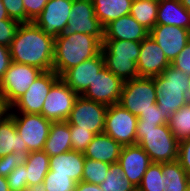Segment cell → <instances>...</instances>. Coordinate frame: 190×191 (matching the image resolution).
Listing matches in <instances>:
<instances>
[{"instance_id":"35","label":"cell","mask_w":190,"mask_h":191,"mask_svg":"<svg viewBox=\"0 0 190 191\" xmlns=\"http://www.w3.org/2000/svg\"><path fill=\"white\" fill-rule=\"evenodd\" d=\"M28 151H18L0 158V176L7 177L17 166L24 165Z\"/></svg>"},{"instance_id":"15","label":"cell","mask_w":190,"mask_h":191,"mask_svg":"<svg viewBox=\"0 0 190 191\" xmlns=\"http://www.w3.org/2000/svg\"><path fill=\"white\" fill-rule=\"evenodd\" d=\"M73 0H49L34 23L47 35L58 37L70 19Z\"/></svg>"},{"instance_id":"13","label":"cell","mask_w":190,"mask_h":191,"mask_svg":"<svg viewBox=\"0 0 190 191\" xmlns=\"http://www.w3.org/2000/svg\"><path fill=\"white\" fill-rule=\"evenodd\" d=\"M60 78L53 70L43 71L30 85L23 96L18 99L9 110L21 113L41 114L44 101L52 85Z\"/></svg>"},{"instance_id":"27","label":"cell","mask_w":190,"mask_h":191,"mask_svg":"<svg viewBox=\"0 0 190 191\" xmlns=\"http://www.w3.org/2000/svg\"><path fill=\"white\" fill-rule=\"evenodd\" d=\"M163 191H186L190 186V176L176 160L161 163Z\"/></svg>"},{"instance_id":"12","label":"cell","mask_w":190,"mask_h":191,"mask_svg":"<svg viewBox=\"0 0 190 191\" xmlns=\"http://www.w3.org/2000/svg\"><path fill=\"white\" fill-rule=\"evenodd\" d=\"M79 95L59 78L51 87L42 108L41 115L51 122H62L69 118Z\"/></svg>"},{"instance_id":"1","label":"cell","mask_w":190,"mask_h":191,"mask_svg":"<svg viewBox=\"0 0 190 191\" xmlns=\"http://www.w3.org/2000/svg\"><path fill=\"white\" fill-rule=\"evenodd\" d=\"M55 38L45 34L34 22L21 23L9 46L12 62L52 71Z\"/></svg>"},{"instance_id":"21","label":"cell","mask_w":190,"mask_h":191,"mask_svg":"<svg viewBox=\"0 0 190 191\" xmlns=\"http://www.w3.org/2000/svg\"><path fill=\"white\" fill-rule=\"evenodd\" d=\"M123 146L105 133L96 134L83 152L84 157L114 164L118 162Z\"/></svg>"},{"instance_id":"43","label":"cell","mask_w":190,"mask_h":191,"mask_svg":"<svg viewBox=\"0 0 190 191\" xmlns=\"http://www.w3.org/2000/svg\"><path fill=\"white\" fill-rule=\"evenodd\" d=\"M138 119H140L145 123H150V124H157V125L168 124L162 118V110L158 107L157 104L156 108H151L148 111L144 112V114H140L138 116Z\"/></svg>"},{"instance_id":"9","label":"cell","mask_w":190,"mask_h":191,"mask_svg":"<svg viewBox=\"0 0 190 191\" xmlns=\"http://www.w3.org/2000/svg\"><path fill=\"white\" fill-rule=\"evenodd\" d=\"M138 117L120 104L108 106L105 114L104 133L122 146L136 144Z\"/></svg>"},{"instance_id":"40","label":"cell","mask_w":190,"mask_h":191,"mask_svg":"<svg viewBox=\"0 0 190 191\" xmlns=\"http://www.w3.org/2000/svg\"><path fill=\"white\" fill-rule=\"evenodd\" d=\"M49 0H23L27 23L34 22Z\"/></svg>"},{"instance_id":"30","label":"cell","mask_w":190,"mask_h":191,"mask_svg":"<svg viewBox=\"0 0 190 191\" xmlns=\"http://www.w3.org/2000/svg\"><path fill=\"white\" fill-rule=\"evenodd\" d=\"M99 186L103 191H137V188L124 176L118 162L111 164L104 182Z\"/></svg>"},{"instance_id":"25","label":"cell","mask_w":190,"mask_h":191,"mask_svg":"<svg viewBox=\"0 0 190 191\" xmlns=\"http://www.w3.org/2000/svg\"><path fill=\"white\" fill-rule=\"evenodd\" d=\"M71 150L70 125L66 121L52 122L43 151L52 157Z\"/></svg>"},{"instance_id":"19","label":"cell","mask_w":190,"mask_h":191,"mask_svg":"<svg viewBox=\"0 0 190 191\" xmlns=\"http://www.w3.org/2000/svg\"><path fill=\"white\" fill-rule=\"evenodd\" d=\"M152 163L148 154L138 144L123 146L118 164L124 176L138 188L144 173Z\"/></svg>"},{"instance_id":"26","label":"cell","mask_w":190,"mask_h":191,"mask_svg":"<svg viewBox=\"0 0 190 191\" xmlns=\"http://www.w3.org/2000/svg\"><path fill=\"white\" fill-rule=\"evenodd\" d=\"M94 14L103 27L124 15L130 14L133 0H92Z\"/></svg>"},{"instance_id":"47","label":"cell","mask_w":190,"mask_h":191,"mask_svg":"<svg viewBox=\"0 0 190 191\" xmlns=\"http://www.w3.org/2000/svg\"><path fill=\"white\" fill-rule=\"evenodd\" d=\"M9 107L6 105L5 100L0 95V119H2L6 114H8Z\"/></svg>"},{"instance_id":"29","label":"cell","mask_w":190,"mask_h":191,"mask_svg":"<svg viewBox=\"0 0 190 191\" xmlns=\"http://www.w3.org/2000/svg\"><path fill=\"white\" fill-rule=\"evenodd\" d=\"M159 0H133L130 15L150 31L157 25Z\"/></svg>"},{"instance_id":"4","label":"cell","mask_w":190,"mask_h":191,"mask_svg":"<svg viewBox=\"0 0 190 191\" xmlns=\"http://www.w3.org/2000/svg\"><path fill=\"white\" fill-rule=\"evenodd\" d=\"M153 80L157 90L156 104L162 110V118L168 123L172 114L190 100L189 75L170 65Z\"/></svg>"},{"instance_id":"50","label":"cell","mask_w":190,"mask_h":191,"mask_svg":"<svg viewBox=\"0 0 190 191\" xmlns=\"http://www.w3.org/2000/svg\"><path fill=\"white\" fill-rule=\"evenodd\" d=\"M182 6L190 12V0H179Z\"/></svg>"},{"instance_id":"17","label":"cell","mask_w":190,"mask_h":191,"mask_svg":"<svg viewBox=\"0 0 190 191\" xmlns=\"http://www.w3.org/2000/svg\"><path fill=\"white\" fill-rule=\"evenodd\" d=\"M104 66V57L102 52H100L95 57L69 68L60 76V78L70 89L75 91L78 95H82Z\"/></svg>"},{"instance_id":"3","label":"cell","mask_w":190,"mask_h":191,"mask_svg":"<svg viewBox=\"0 0 190 191\" xmlns=\"http://www.w3.org/2000/svg\"><path fill=\"white\" fill-rule=\"evenodd\" d=\"M136 144L143 148L152 163L173 162L178 159L179 141L168 124H150L138 119Z\"/></svg>"},{"instance_id":"46","label":"cell","mask_w":190,"mask_h":191,"mask_svg":"<svg viewBox=\"0 0 190 191\" xmlns=\"http://www.w3.org/2000/svg\"><path fill=\"white\" fill-rule=\"evenodd\" d=\"M23 191H47L44 182L27 185Z\"/></svg>"},{"instance_id":"8","label":"cell","mask_w":190,"mask_h":191,"mask_svg":"<svg viewBox=\"0 0 190 191\" xmlns=\"http://www.w3.org/2000/svg\"><path fill=\"white\" fill-rule=\"evenodd\" d=\"M8 113L13 117L16 131L26 143L28 152L42 151L52 122L41 114L21 113L19 116L12 110Z\"/></svg>"},{"instance_id":"36","label":"cell","mask_w":190,"mask_h":191,"mask_svg":"<svg viewBox=\"0 0 190 191\" xmlns=\"http://www.w3.org/2000/svg\"><path fill=\"white\" fill-rule=\"evenodd\" d=\"M70 136L72 150L83 153L95 134L89 130L78 129V126L70 125Z\"/></svg>"},{"instance_id":"42","label":"cell","mask_w":190,"mask_h":191,"mask_svg":"<svg viewBox=\"0 0 190 191\" xmlns=\"http://www.w3.org/2000/svg\"><path fill=\"white\" fill-rule=\"evenodd\" d=\"M177 161L190 176V138L179 142Z\"/></svg>"},{"instance_id":"31","label":"cell","mask_w":190,"mask_h":191,"mask_svg":"<svg viewBox=\"0 0 190 191\" xmlns=\"http://www.w3.org/2000/svg\"><path fill=\"white\" fill-rule=\"evenodd\" d=\"M168 125L179 142L190 138V100L172 114Z\"/></svg>"},{"instance_id":"14","label":"cell","mask_w":190,"mask_h":191,"mask_svg":"<svg viewBox=\"0 0 190 191\" xmlns=\"http://www.w3.org/2000/svg\"><path fill=\"white\" fill-rule=\"evenodd\" d=\"M123 86L124 81L104 66L82 96L111 106L119 103Z\"/></svg>"},{"instance_id":"44","label":"cell","mask_w":190,"mask_h":191,"mask_svg":"<svg viewBox=\"0 0 190 191\" xmlns=\"http://www.w3.org/2000/svg\"><path fill=\"white\" fill-rule=\"evenodd\" d=\"M12 62L9 47L0 44V81Z\"/></svg>"},{"instance_id":"20","label":"cell","mask_w":190,"mask_h":191,"mask_svg":"<svg viewBox=\"0 0 190 191\" xmlns=\"http://www.w3.org/2000/svg\"><path fill=\"white\" fill-rule=\"evenodd\" d=\"M149 31L140 25L130 14L113 20L104 27L103 40H125L142 42Z\"/></svg>"},{"instance_id":"51","label":"cell","mask_w":190,"mask_h":191,"mask_svg":"<svg viewBox=\"0 0 190 191\" xmlns=\"http://www.w3.org/2000/svg\"><path fill=\"white\" fill-rule=\"evenodd\" d=\"M189 82H190V75H189ZM189 98H190V86H189Z\"/></svg>"},{"instance_id":"32","label":"cell","mask_w":190,"mask_h":191,"mask_svg":"<svg viewBox=\"0 0 190 191\" xmlns=\"http://www.w3.org/2000/svg\"><path fill=\"white\" fill-rule=\"evenodd\" d=\"M110 166L109 163L85 158L82 181L96 185L103 183Z\"/></svg>"},{"instance_id":"38","label":"cell","mask_w":190,"mask_h":191,"mask_svg":"<svg viewBox=\"0 0 190 191\" xmlns=\"http://www.w3.org/2000/svg\"><path fill=\"white\" fill-rule=\"evenodd\" d=\"M6 178L10 191H23L28 185L25 165L17 166Z\"/></svg>"},{"instance_id":"28","label":"cell","mask_w":190,"mask_h":191,"mask_svg":"<svg viewBox=\"0 0 190 191\" xmlns=\"http://www.w3.org/2000/svg\"><path fill=\"white\" fill-rule=\"evenodd\" d=\"M50 157L45 151L29 152L25 165L27 184H37L44 181L50 170Z\"/></svg>"},{"instance_id":"2","label":"cell","mask_w":190,"mask_h":191,"mask_svg":"<svg viewBox=\"0 0 190 191\" xmlns=\"http://www.w3.org/2000/svg\"><path fill=\"white\" fill-rule=\"evenodd\" d=\"M101 49L102 43L95 36L85 33L60 34L55 38L53 71L61 76L69 68L98 55Z\"/></svg>"},{"instance_id":"6","label":"cell","mask_w":190,"mask_h":191,"mask_svg":"<svg viewBox=\"0 0 190 191\" xmlns=\"http://www.w3.org/2000/svg\"><path fill=\"white\" fill-rule=\"evenodd\" d=\"M157 90L153 77H137L124 81L119 103L134 116L156 108Z\"/></svg>"},{"instance_id":"10","label":"cell","mask_w":190,"mask_h":191,"mask_svg":"<svg viewBox=\"0 0 190 191\" xmlns=\"http://www.w3.org/2000/svg\"><path fill=\"white\" fill-rule=\"evenodd\" d=\"M74 33L89 34L103 42L104 27L94 14L92 0H73L70 19L61 34L69 36Z\"/></svg>"},{"instance_id":"34","label":"cell","mask_w":190,"mask_h":191,"mask_svg":"<svg viewBox=\"0 0 190 191\" xmlns=\"http://www.w3.org/2000/svg\"><path fill=\"white\" fill-rule=\"evenodd\" d=\"M43 182L47 191H74L77 184L68 175L55 174L50 170Z\"/></svg>"},{"instance_id":"39","label":"cell","mask_w":190,"mask_h":191,"mask_svg":"<svg viewBox=\"0 0 190 191\" xmlns=\"http://www.w3.org/2000/svg\"><path fill=\"white\" fill-rule=\"evenodd\" d=\"M9 18L20 23H27L23 0H2Z\"/></svg>"},{"instance_id":"48","label":"cell","mask_w":190,"mask_h":191,"mask_svg":"<svg viewBox=\"0 0 190 191\" xmlns=\"http://www.w3.org/2000/svg\"><path fill=\"white\" fill-rule=\"evenodd\" d=\"M5 19H11V18H9V15L5 9V6L2 3V0H0V21Z\"/></svg>"},{"instance_id":"45","label":"cell","mask_w":190,"mask_h":191,"mask_svg":"<svg viewBox=\"0 0 190 191\" xmlns=\"http://www.w3.org/2000/svg\"><path fill=\"white\" fill-rule=\"evenodd\" d=\"M74 191H103L99 185L80 181L76 184Z\"/></svg>"},{"instance_id":"49","label":"cell","mask_w":190,"mask_h":191,"mask_svg":"<svg viewBox=\"0 0 190 191\" xmlns=\"http://www.w3.org/2000/svg\"><path fill=\"white\" fill-rule=\"evenodd\" d=\"M0 191H10L6 177L0 176Z\"/></svg>"},{"instance_id":"11","label":"cell","mask_w":190,"mask_h":191,"mask_svg":"<svg viewBox=\"0 0 190 191\" xmlns=\"http://www.w3.org/2000/svg\"><path fill=\"white\" fill-rule=\"evenodd\" d=\"M108 106L79 95L66 122L96 134L104 133L105 114Z\"/></svg>"},{"instance_id":"23","label":"cell","mask_w":190,"mask_h":191,"mask_svg":"<svg viewBox=\"0 0 190 191\" xmlns=\"http://www.w3.org/2000/svg\"><path fill=\"white\" fill-rule=\"evenodd\" d=\"M157 25L178 26L190 30V12L179 0H159Z\"/></svg>"},{"instance_id":"33","label":"cell","mask_w":190,"mask_h":191,"mask_svg":"<svg viewBox=\"0 0 190 191\" xmlns=\"http://www.w3.org/2000/svg\"><path fill=\"white\" fill-rule=\"evenodd\" d=\"M137 191H163L161 163H151L137 188Z\"/></svg>"},{"instance_id":"16","label":"cell","mask_w":190,"mask_h":191,"mask_svg":"<svg viewBox=\"0 0 190 191\" xmlns=\"http://www.w3.org/2000/svg\"><path fill=\"white\" fill-rule=\"evenodd\" d=\"M149 36L160 46L170 63L190 41V30L171 25H156Z\"/></svg>"},{"instance_id":"22","label":"cell","mask_w":190,"mask_h":191,"mask_svg":"<svg viewBox=\"0 0 190 191\" xmlns=\"http://www.w3.org/2000/svg\"><path fill=\"white\" fill-rule=\"evenodd\" d=\"M84 163V154L74 150L52 156L49 160L50 171L68 175L76 183L82 181Z\"/></svg>"},{"instance_id":"41","label":"cell","mask_w":190,"mask_h":191,"mask_svg":"<svg viewBox=\"0 0 190 191\" xmlns=\"http://www.w3.org/2000/svg\"><path fill=\"white\" fill-rule=\"evenodd\" d=\"M175 69L190 75V41L171 63Z\"/></svg>"},{"instance_id":"7","label":"cell","mask_w":190,"mask_h":191,"mask_svg":"<svg viewBox=\"0 0 190 191\" xmlns=\"http://www.w3.org/2000/svg\"><path fill=\"white\" fill-rule=\"evenodd\" d=\"M43 71L38 67L11 62L0 81V95L10 108Z\"/></svg>"},{"instance_id":"37","label":"cell","mask_w":190,"mask_h":191,"mask_svg":"<svg viewBox=\"0 0 190 191\" xmlns=\"http://www.w3.org/2000/svg\"><path fill=\"white\" fill-rule=\"evenodd\" d=\"M20 22L14 19H5L0 21V44L9 47L11 41L15 38L20 26Z\"/></svg>"},{"instance_id":"18","label":"cell","mask_w":190,"mask_h":191,"mask_svg":"<svg viewBox=\"0 0 190 191\" xmlns=\"http://www.w3.org/2000/svg\"><path fill=\"white\" fill-rule=\"evenodd\" d=\"M139 77H155L171 65L160 46L148 35L140 47L136 62Z\"/></svg>"},{"instance_id":"5","label":"cell","mask_w":190,"mask_h":191,"mask_svg":"<svg viewBox=\"0 0 190 191\" xmlns=\"http://www.w3.org/2000/svg\"><path fill=\"white\" fill-rule=\"evenodd\" d=\"M140 47L139 41L103 40L101 52L105 67L123 81L139 77L136 62Z\"/></svg>"},{"instance_id":"24","label":"cell","mask_w":190,"mask_h":191,"mask_svg":"<svg viewBox=\"0 0 190 191\" xmlns=\"http://www.w3.org/2000/svg\"><path fill=\"white\" fill-rule=\"evenodd\" d=\"M20 150L28 151V148L16 131L13 117L8 113L0 119V158Z\"/></svg>"}]
</instances>
